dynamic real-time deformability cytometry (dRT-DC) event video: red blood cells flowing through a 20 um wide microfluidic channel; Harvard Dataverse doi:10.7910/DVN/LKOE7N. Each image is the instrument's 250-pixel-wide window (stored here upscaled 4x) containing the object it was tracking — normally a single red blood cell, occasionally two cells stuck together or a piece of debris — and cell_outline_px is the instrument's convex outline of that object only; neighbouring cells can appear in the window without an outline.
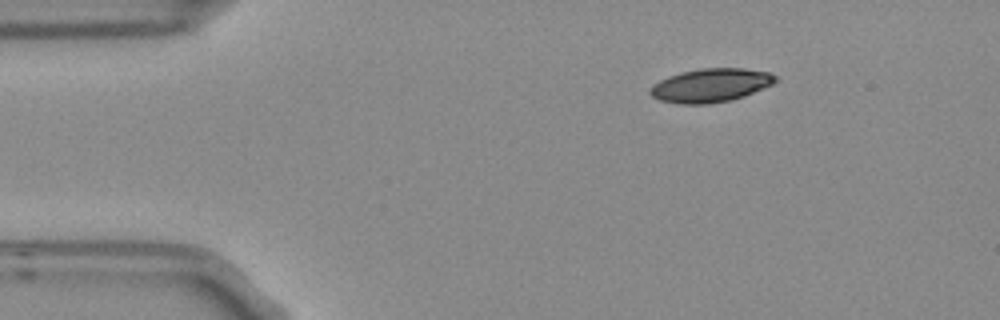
{"species": "Egyptian fruit bat (a non-hibernating species)", "species_latin": "Rousettus aegyptiacus", "temperature_condition": "room temperature", "stored_images_in_passage": 3, "camera_frame_rate_fps": 3000, "um_per_image_px": 0.085, "frame": {"image": 1, "passage_image": 1, "time_ms": 0.0, "image_size_px": [1000, 320], "cell_outline_px": [[776, 80], [772, 84], [744, 96], [728, 100], [708, 104], [680, 104], [660, 100], [652, 96], [648, 92], [652, 84], [668, 76], [680, 72], [700, 68], [744, 68], [768, 72], [776, 76]], "centroid_in_image_um": [60.36, 7.24], "position_along_channel_um": 24.6, "area_um2": 24.45}}
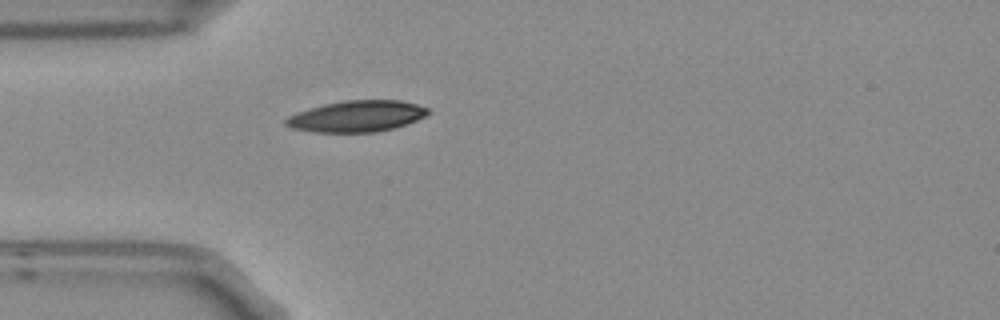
{"frame": {"image": 2, "passage_image": 3, "time_ms": 0.667, "image_size_px": [1000, 320], "cell_outline_px": [[428, 112], [424, 116], [416, 120], [392, 128], [376, 132], [316, 132], [292, 128], [284, 124], [284, 120], [288, 116], [296, 112], [308, 108], [324, 104], [344, 100], [400, 100], [416, 104], [428, 108]], "centroid_in_image_um": [30.27, 9.87], "position_along_channel_um": 54.7, "area_um2": 25.72}}